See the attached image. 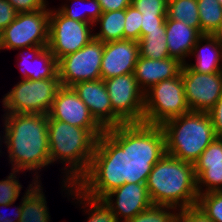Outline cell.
I'll return each instance as SVG.
<instances>
[{
  "mask_svg": "<svg viewBox=\"0 0 222 222\" xmlns=\"http://www.w3.org/2000/svg\"><path fill=\"white\" fill-rule=\"evenodd\" d=\"M165 154L160 125L124 123L106 129L96 140L87 172L75 185L86 195L102 199L125 183H146Z\"/></svg>",
  "mask_w": 222,
  "mask_h": 222,
  "instance_id": "cell-1",
  "label": "cell"
},
{
  "mask_svg": "<svg viewBox=\"0 0 222 222\" xmlns=\"http://www.w3.org/2000/svg\"><path fill=\"white\" fill-rule=\"evenodd\" d=\"M3 146L10 170L29 172L41 181L40 172L51 165L49 158L48 115L4 113L1 115ZM11 163V164H10ZM43 168V169H42Z\"/></svg>",
  "mask_w": 222,
  "mask_h": 222,
  "instance_id": "cell-2",
  "label": "cell"
},
{
  "mask_svg": "<svg viewBox=\"0 0 222 222\" xmlns=\"http://www.w3.org/2000/svg\"><path fill=\"white\" fill-rule=\"evenodd\" d=\"M96 140L87 129L54 120L48 115L49 158L51 165L62 163L59 168L62 181L76 184L87 172Z\"/></svg>",
  "mask_w": 222,
  "mask_h": 222,
  "instance_id": "cell-3",
  "label": "cell"
},
{
  "mask_svg": "<svg viewBox=\"0 0 222 222\" xmlns=\"http://www.w3.org/2000/svg\"><path fill=\"white\" fill-rule=\"evenodd\" d=\"M146 187L151 202L177 210L197 205L194 165L165 154L148 175Z\"/></svg>",
  "mask_w": 222,
  "mask_h": 222,
  "instance_id": "cell-4",
  "label": "cell"
},
{
  "mask_svg": "<svg viewBox=\"0 0 222 222\" xmlns=\"http://www.w3.org/2000/svg\"><path fill=\"white\" fill-rule=\"evenodd\" d=\"M166 154L194 164L215 139V129L208 112H189L161 125Z\"/></svg>",
  "mask_w": 222,
  "mask_h": 222,
  "instance_id": "cell-5",
  "label": "cell"
},
{
  "mask_svg": "<svg viewBox=\"0 0 222 222\" xmlns=\"http://www.w3.org/2000/svg\"><path fill=\"white\" fill-rule=\"evenodd\" d=\"M59 76L41 80H19L1 99L4 113L48 115L58 90Z\"/></svg>",
  "mask_w": 222,
  "mask_h": 222,
  "instance_id": "cell-6",
  "label": "cell"
},
{
  "mask_svg": "<svg viewBox=\"0 0 222 222\" xmlns=\"http://www.w3.org/2000/svg\"><path fill=\"white\" fill-rule=\"evenodd\" d=\"M189 112L181 72L177 77L160 81L144 93L143 123L161 126L167 120Z\"/></svg>",
  "mask_w": 222,
  "mask_h": 222,
  "instance_id": "cell-7",
  "label": "cell"
},
{
  "mask_svg": "<svg viewBox=\"0 0 222 222\" xmlns=\"http://www.w3.org/2000/svg\"><path fill=\"white\" fill-rule=\"evenodd\" d=\"M48 8L33 12L17 13L16 18L0 33L2 50H18L29 46H48Z\"/></svg>",
  "mask_w": 222,
  "mask_h": 222,
  "instance_id": "cell-8",
  "label": "cell"
},
{
  "mask_svg": "<svg viewBox=\"0 0 222 222\" xmlns=\"http://www.w3.org/2000/svg\"><path fill=\"white\" fill-rule=\"evenodd\" d=\"M49 14L48 49L54 57L60 58L82 49L94 38V27L64 16L57 7Z\"/></svg>",
  "mask_w": 222,
  "mask_h": 222,
  "instance_id": "cell-9",
  "label": "cell"
},
{
  "mask_svg": "<svg viewBox=\"0 0 222 222\" xmlns=\"http://www.w3.org/2000/svg\"><path fill=\"white\" fill-rule=\"evenodd\" d=\"M104 43L93 38L82 49L58 60V76L63 87L101 79Z\"/></svg>",
  "mask_w": 222,
  "mask_h": 222,
  "instance_id": "cell-10",
  "label": "cell"
},
{
  "mask_svg": "<svg viewBox=\"0 0 222 222\" xmlns=\"http://www.w3.org/2000/svg\"><path fill=\"white\" fill-rule=\"evenodd\" d=\"M113 111L125 123H143L144 92L133 73L104 80Z\"/></svg>",
  "mask_w": 222,
  "mask_h": 222,
  "instance_id": "cell-11",
  "label": "cell"
},
{
  "mask_svg": "<svg viewBox=\"0 0 222 222\" xmlns=\"http://www.w3.org/2000/svg\"><path fill=\"white\" fill-rule=\"evenodd\" d=\"M186 102L192 112H209L222 96V72L199 73L182 65Z\"/></svg>",
  "mask_w": 222,
  "mask_h": 222,
  "instance_id": "cell-12",
  "label": "cell"
},
{
  "mask_svg": "<svg viewBox=\"0 0 222 222\" xmlns=\"http://www.w3.org/2000/svg\"><path fill=\"white\" fill-rule=\"evenodd\" d=\"M52 119L87 129L96 139L105 129L95 120L72 87H61L48 114Z\"/></svg>",
  "mask_w": 222,
  "mask_h": 222,
  "instance_id": "cell-13",
  "label": "cell"
},
{
  "mask_svg": "<svg viewBox=\"0 0 222 222\" xmlns=\"http://www.w3.org/2000/svg\"><path fill=\"white\" fill-rule=\"evenodd\" d=\"M72 88L86 104L95 120L105 130L125 123L113 111L103 79L79 82L72 86Z\"/></svg>",
  "mask_w": 222,
  "mask_h": 222,
  "instance_id": "cell-14",
  "label": "cell"
},
{
  "mask_svg": "<svg viewBox=\"0 0 222 222\" xmlns=\"http://www.w3.org/2000/svg\"><path fill=\"white\" fill-rule=\"evenodd\" d=\"M119 222H126L150 207L151 202L146 183H125L103 198Z\"/></svg>",
  "mask_w": 222,
  "mask_h": 222,
  "instance_id": "cell-15",
  "label": "cell"
},
{
  "mask_svg": "<svg viewBox=\"0 0 222 222\" xmlns=\"http://www.w3.org/2000/svg\"><path fill=\"white\" fill-rule=\"evenodd\" d=\"M139 56L137 41L122 39L104 43L101 79L133 73Z\"/></svg>",
  "mask_w": 222,
  "mask_h": 222,
  "instance_id": "cell-16",
  "label": "cell"
},
{
  "mask_svg": "<svg viewBox=\"0 0 222 222\" xmlns=\"http://www.w3.org/2000/svg\"><path fill=\"white\" fill-rule=\"evenodd\" d=\"M17 51L20 53L16 54V67L21 72V80H41L58 77V60L47 46H29L20 48Z\"/></svg>",
  "mask_w": 222,
  "mask_h": 222,
  "instance_id": "cell-17",
  "label": "cell"
},
{
  "mask_svg": "<svg viewBox=\"0 0 222 222\" xmlns=\"http://www.w3.org/2000/svg\"><path fill=\"white\" fill-rule=\"evenodd\" d=\"M182 65L183 63L174 57L154 60L139 56L133 74L139 88L145 93L160 81L177 77Z\"/></svg>",
  "mask_w": 222,
  "mask_h": 222,
  "instance_id": "cell-18",
  "label": "cell"
},
{
  "mask_svg": "<svg viewBox=\"0 0 222 222\" xmlns=\"http://www.w3.org/2000/svg\"><path fill=\"white\" fill-rule=\"evenodd\" d=\"M165 29L169 56L185 64L189 60L193 46L203 34L182 21L172 20L167 16Z\"/></svg>",
  "mask_w": 222,
  "mask_h": 222,
  "instance_id": "cell-19",
  "label": "cell"
},
{
  "mask_svg": "<svg viewBox=\"0 0 222 222\" xmlns=\"http://www.w3.org/2000/svg\"><path fill=\"white\" fill-rule=\"evenodd\" d=\"M61 181V182H60ZM61 193L67 197L68 201L71 199L73 205H77L84 212L83 214L87 222H119L115 217L111 208L104 202L103 199L90 197L83 193L75 184L66 180H60ZM72 197V198H71ZM71 198V199H70Z\"/></svg>",
  "mask_w": 222,
  "mask_h": 222,
  "instance_id": "cell-20",
  "label": "cell"
},
{
  "mask_svg": "<svg viewBox=\"0 0 222 222\" xmlns=\"http://www.w3.org/2000/svg\"><path fill=\"white\" fill-rule=\"evenodd\" d=\"M192 57L195 63L190 60ZM185 64L199 73L222 72V44L213 35L203 34Z\"/></svg>",
  "mask_w": 222,
  "mask_h": 222,
  "instance_id": "cell-21",
  "label": "cell"
},
{
  "mask_svg": "<svg viewBox=\"0 0 222 222\" xmlns=\"http://www.w3.org/2000/svg\"><path fill=\"white\" fill-rule=\"evenodd\" d=\"M42 181H29L22 195L20 222H52Z\"/></svg>",
  "mask_w": 222,
  "mask_h": 222,
  "instance_id": "cell-22",
  "label": "cell"
},
{
  "mask_svg": "<svg viewBox=\"0 0 222 222\" xmlns=\"http://www.w3.org/2000/svg\"><path fill=\"white\" fill-rule=\"evenodd\" d=\"M125 9L103 12L94 22V38L103 43L124 39ZM99 26V30L95 32ZM97 27V28H96Z\"/></svg>",
  "mask_w": 222,
  "mask_h": 222,
  "instance_id": "cell-23",
  "label": "cell"
},
{
  "mask_svg": "<svg viewBox=\"0 0 222 222\" xmlns=\"http://www.w3.org/2000/svg\"><path fill=\"white\" fill-rule=\"evenodd\" d=\"M73 1V2H72ZM62 4L58 6V10L66 17L85 23H91L94 25V22L101 16L102 9L97 0H68L66 2H61ZM85 4V8L78 10V6ZM83 7V6H82Z\"/></svg>",
  "mask_w": 222,
  "mask_h": 222,
  "instance_id": "cell-24",
  "label": "cell"
},
{
  "mask_svg": "<svg viewBox=\"0 0 222 222\" xmlns=\"http://www.w3.org/2000/svg\"><path fill=\"white\" fill-rule=\"evenodd\" d=\"M193 165L198 194L222 191V163Z\"/></svg>",
  "mask_w": 222,
  "mask_h": 222,
  "instance_id": "cell-25",
  "label": "cell"
},
{
  "mask_svg": "<svg viewBox=\"0 0 222 222\" xmlns=\"http://www.w3.org/2000/svg\"><path fill=\"white\" fill-rule=\"evenodd\" d=\"M167 17L201 32L197 0H168Z\"/></svg>",
  "mask_w": 222,
  "mask_h": 222,
  "instance_id": "cell-26",
  "label": "cell"
},
{
  "mask_svg": "<svg viewBox=\"0 0 222 222\" xmlns=\"http://www.w3.org/2000/svg\"><path fill=\"white\" fill-rule=\"evenodd\" d=\"M165 33L166 29L148 31L140 38L138 41L140 56L154 60L170 57Z\"/></svg>",
  "mask_w": 222,
  "mask_h": 222,
  "instance_id": "cell-27",
  "label": "cell"
},
{
  "mask_svg": "<svg viewBox=\"0 0 222 222\" xmlns=\"http://www.w3.org/2000/svg\"><path fill=\"white\" fill-rule=\"evenodd\" d=\"M202 34L212 35L222 21V5L218 0H197Z\"/></svg>",
  "mask_w": 222,
  "mask_h": 222,
  "instance_id": "cell-28",
  "label": "cell"
},
{
  "mask_svg": "<svg viewBox=\"0 0 222 222\" xmlns=\"http://www.w3.org/2000/svg\"><path fill=\"white\" fill-rule=\"evenodd\" d=\"M177 212L172 206L152 204L126 222H176Z\"/></svg>",
  "mask_w": 222,
  "mask_h": 222,
  "instance_id": "cell-29",
  "label": "cell"
},
{
  "mask_svg": "<svg viewBox=\"0 0 222 222\" xmlns=\"http://www.w3.org/2000/svg\"><path fill=\"white\" fill-rule=\"evenodd\" d=\"M213 222H222V191L199 194L196 205Z\"/></svg>",
  "mask_w": 222,
  "mask_h": 222,
  "instance_id": "cell-30",
  "label": "cell"
},
{
  "mask_svg": "<svg viewBox=\"0 0 222 222\" xmlns=\"http://www.w3.org/2000/svg\"><path fill=\"white\" fill-rule=\"evenodd\" d=\"M25 172L11 170L5 179L0 180V205L16 203L23 185L19 182L20 174Z\"/></svg>",
  "mask_w": 222,
  "mask_h": 222,
  "instance_id": "cell-31",
  "label": "cell"
},
{
  "mask_svg": "<svg viewBox=\"0 0 222 222\" xmlns=\"http://www.w3.org/2000/svg\"><path fill=\"white\" fill-rule=\"evenodd\" d=\"M142 25V13L133 5L125 9L124 39L139 41Z\"/></svg>",
  "mask_w": 222,
  "mask_h": 222,
  "instance_id": "cell-32",
  "label": "cell"
},
{
  "mask_svg": "<svg viewBox=\"0 0 222 222\" xmlns=\"http://www.w3.org/2000/svg\"><path fill=\"white\" fill-rule=\"evenodd\" d=\"M168 0H132L133 5L144 16H167Z\"/></svg>",
  "mask_w": 222,
  "mask_h": 222,
  "instance_id": "cell-33",
  "label": "cell"
},
{
  "mask_svg": "<svg viewBox=\"0 0 222 222\" xmlns=\"http://www.w3.org/2000/svg\"><path fill=\"white\" fill-rule=\"evenodd\" d=\"M222 163V138H215L194 164Z\"/></svg>",
  "mask_w": 222,
  "mask_h": 222,
  "instance_id": "cell-34",
  "label": "cell"
},
{
  "mask_svg": "<svg viewBox=\"0 0 222 222\" xmlns=\"http://www.w3.org/2000/svg\"><path fill=\"white\" fill-rule=\"evenodd\" d=\"M176 222H213L197 206L180 209Z\"/></svg>",
  "mask_w": 222,
  "mask_h": 222,
  "instance_id": "cell-35",
  "label": "cell"
},
{
  "mask_svg": "<svg viewBox=\"0 0 222 222\" xmlns=\"http://www.w3.org/2000/svg\"><path fill=\"white\" fill-rule=\"evenodd\" d=\"M166 16H144L142 15V25L140 38L144 37L148 31L165 29Z\"/></svg>",
  "mask_w": 222,
  "mask_h": 222,
  "instance_id": "cell-36",
  "label": "cell"
},
{
  "mask_svg": "<svg viewBox=\"0 0 222 222\" xmlns=\"http://www.w3.org/2000/svg\"><path fill=\"white\" fill-rule=\"evenodd\" d=\"M17 11L7 0H0V33L16 18Z\"/></svg>",
  "mask_w": 222,
  "mask_h": 222,
  "instance_id": "cell-37",
  "label": "cell"
},
{
  "mask_svg": "<svg viewBox=\"0 0 222 222\" xmlns=\"http://www.w3.org/2000/svg\"><path fill=\"white\" fill-rule=\"evenodd\" d=\"M15 8V10L20 12H33L45 8L43 0H7Z\"/></svg>",
  "mask_w": 222,
  "mask_h": 222,
  "instance_id": "cell-38",
  "label": "cell"
},
{
  "mask_svg": "<svg viewBox=\"0 0 222 222\" xmlns=\"http://www.w3.org/2000/svg\"><path fill=\"white\" fill-rule=\"evenodd\" d=\"M217 138H222V96L208 112Z\"/></svg>",
  "mask_w": 222,
  "mask_h": 222,
  "instance_id": "cell-39",
  "label": "cell"
},
{
  "mask_svg": "<svg viewBox=\"0 0 222 222\" xmlns=\"http://www.w3.org/2000/svg\"><path fill=\"white\" fill-rule=\"evenodd\" d=\"M101 6L102 12L117 11L126 9L131 5L132 0H97Z\"/></svg>",
  "mask_w": 222,
  "mask_h": 222,
  "instance_id": "cell-40",
  "label": "cell"
},
{
  "mask_svg": "<svg viewBox=\"0 0 222 222\" xmlns=\"http://www.w3.org/2000/svg\"><path fill=\"white\" fill-rule=\"evenodd\" d=\"M20 200L21 201L17 206L13 205L15 203L0 205V209L3 208V207L8 208L10 206L11 207L14 206V208H15V209H13L14 212L12 211L13 214H11L10 217L7 214L5 215V213H3V212L1 213V211H0V222H20V216H21V212H22V196H21Z\"/></svg>",
  "mask_w": 222,
  "mask_h": 222,
  "instance_id": "cell-41",
  "label": "cell"
},
{
  "mask_svg": "<svg viewBox=\"0 0 222 222\" xmlns=\"http://www.w3.org/2000/svg\"><path fill=\"white\" fill-rule=\"evenodd\" d=\"M212 35L222 44V21Z\"/></svg>",
  "mask_w": 222,
  "mask_h": 222,
  "instance_id": "cell-42",
  "label": "cell"
},
{
  "mask_svg": "<svg viewBox=\"0 0 222 222\" xmlns=\"http://www.w3.org/2000/svg\"><path fill=\"white\" fill-rule=\"evenodd\" d=\"M0 155L3 154L4 151H2V148L3 147V133H2V130L0 131Z\"/></svg>",
  "mask_w": 222,
  "mask_h": 222,
  "instance_id": "cell-43",
  "label": "cell"
},
{
  "mask_svg": "<svg viewBox=\"0 0 222 222\" xmlns=\"http://www.w3.org/2000/svg\"><path fill=\"white\" fill-rule=\"evenodd\" d=\"M62 1L66 2V1H68V0H62ZM43 3H44V5H45L46 8H48L49 10L52 9V8L50 7V5H49V1H48V0H43Z\"/></svg>",
  "mask_w": 222,
  "mask_h": 222,
  "instance_id": "cell-44",
  "label": "cell"
}]
</instances>
